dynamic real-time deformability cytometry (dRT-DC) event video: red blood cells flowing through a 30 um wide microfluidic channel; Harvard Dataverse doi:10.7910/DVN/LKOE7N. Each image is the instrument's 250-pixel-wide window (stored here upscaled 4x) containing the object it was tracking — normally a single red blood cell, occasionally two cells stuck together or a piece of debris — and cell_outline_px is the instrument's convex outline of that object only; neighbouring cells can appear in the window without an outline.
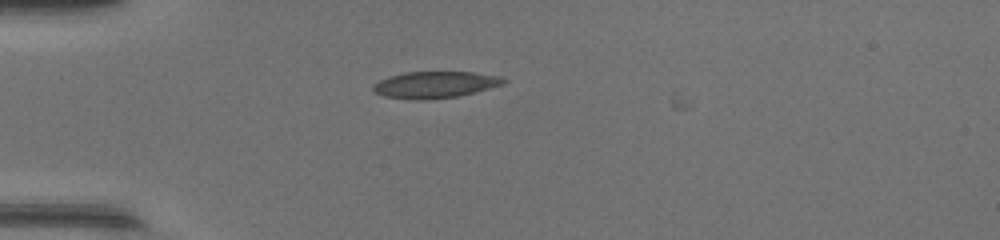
{"species": "common noctule bat (a hibernating species)", "species_latin": "Nyctalus noctula", "temperature_condition": "warm", "stored_images_in_passage": 2, "camera_frame_rate_fps": 3000, "um_per_image_px": 0.085, "animal": {"sex": "female", "body_mass_g": 17.0, "forearm_length_mm": 48.0}, "frame": {"image": 1, "passage_image": 1, "time_ms": 0.0, "image_size_px": [1000, 240], "cell_outline_px": [[508, 80], [504, 84], [456, 96], [424, 100], [408, 100], [384, 96], [376, 92], [372, 88], [372, 84], [388, 76], [404, 72], [472, 72], [500, 76]], "centroid_in_image_um": [36.93, 7.19], "position_along_channel_um": 48.1, "area_um2": 20.17}}